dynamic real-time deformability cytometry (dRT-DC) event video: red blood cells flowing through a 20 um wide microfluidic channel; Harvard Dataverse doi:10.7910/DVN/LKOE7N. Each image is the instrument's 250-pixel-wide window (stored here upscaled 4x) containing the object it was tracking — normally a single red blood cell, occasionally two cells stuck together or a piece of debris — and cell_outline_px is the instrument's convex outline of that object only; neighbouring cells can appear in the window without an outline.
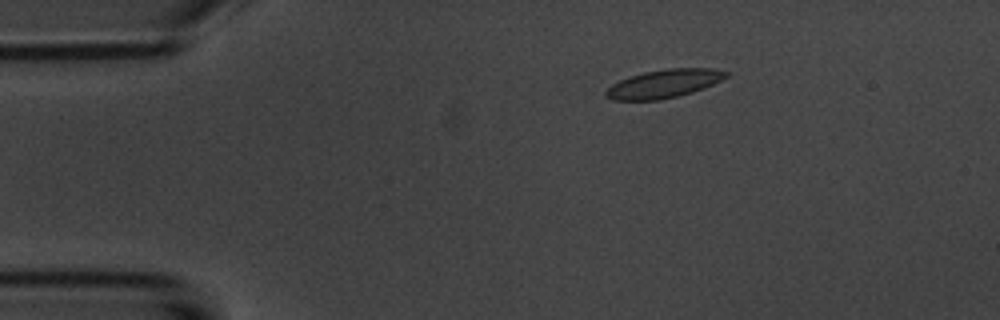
{"species": "common noctule bat (a hibernating species)", "species_latin": "Nyctalus noctula", "temperature_condition": "room temperature", "stored_images_in_passage": 46, "camera_frame_rate_fps": 3000, "um_per_image_px": 0.085, "animal": {"sex": "male", "body_mass_g": 20.1, "forearm_length_mm": 53.5}, "frame": {"image": 1, "passage_image": 1, "time_ms": 0.0, "image_size_px": [1000, 320], "cell_outline_px": [[728, 76], [712, 84], [692, 92], [660, 100], [612, 100], [604, 96], [604, 92], [612, 84], [628, 76], [644, 72], [668, 68], [712, 68], [728, 72]], "centroid_in_image_um": [56.39, 7.11], "position_along_channel_um": 28.6, "area_um2": 19.77}}
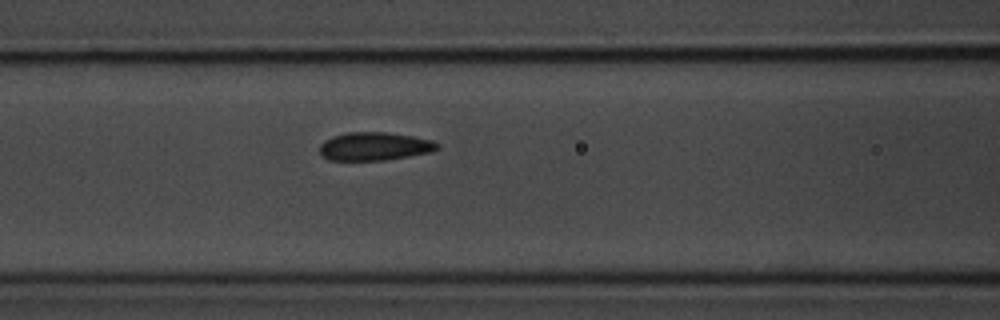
{"frame": {"image": 2, "passage_image": 14, "time_ms": 4.333, "image_size_px": [1000, 320], "cell_outline_px": [[440, 148], [428, 152], [408, 156], [384, 160], [328, 160], [320, 156], [320, 144], [324, 140], [332, 136], [348, 132], [388, 132], [412, 136], [432, 140], [440, 144]], "centroid_in_image_um": [31.8, 12.43], "position_along_channel_um": 134.8, "area_um2": 19.42}}
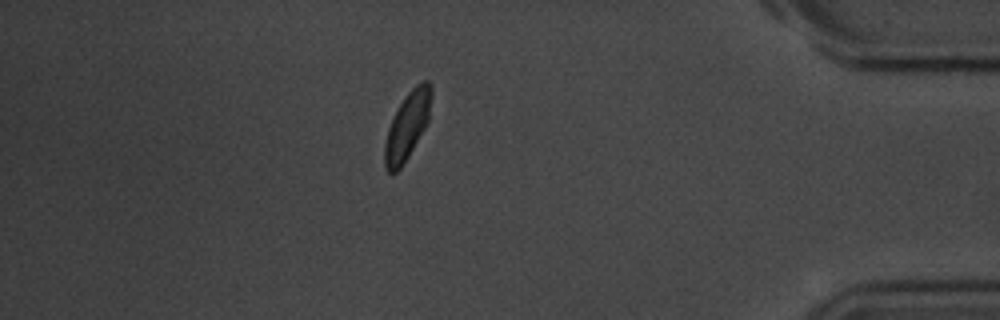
{"frame": {"image": 3, "passage_image": 39, "time_ms": 12.667, "image_size_px": [1000, 320], "cell_outline_px": [[432, 92], [428, 124], [408, 156], [400, 168], [396, 172], [388, 172], [384, 168], [384, 144], [388, 128], [404, 96], [420, 80], [428, 80], [432, 84]], "centroid_in_image_um": [34.64, 10.66], "position_along_channel_um": 400.6, "area_um2": 18.44}, "authors_computed_cell_mechanics": {"area_um2": 19.3919, "velocity_mm_per_s": 3.675, "shape_relaxation_time_tau1_ms": 2.2225, "shape_relaxation_time_tau2_ms": 0.8375, "deformation_change_tau1": 0.0993, "deformation_change_tau2": 0.0536}}